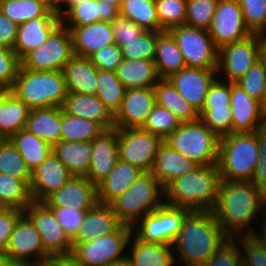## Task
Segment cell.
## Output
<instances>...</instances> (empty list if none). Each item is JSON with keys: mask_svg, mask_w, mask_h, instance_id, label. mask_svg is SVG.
<instances>
[{"mask_svg": "<svg viewBox=\"0 0 266 266\" xmlns=\"http://www.w3.org/2000/svg\"><path fill=\"white\" fill-rule=\"evenodd\" d=\"M265 205L266 192L251 181L220 179L217 204L212 211L222 230L229 237L234 238L253 235L257 231L250 224L259 217L257 214L259 215L260 210L264 211Z\"/></svg>", "mask_w": 266, "mask_h": 266, "instance_id": "cell-1", "label": "cell"}, {"mask_svg": "<svg viewBox=\"0 0 266 266\" xmlns=\"http://www.w3.org/2000/svg\"><path fill=\"white\" fill-rule=\"evenodd\" d=\"M228 238L213 211H190L172 244L176 265L203 266Z\"/></svg>", "mask_w": 266, "mask_h": 266, "instance_id": "cell-2", "label": "cell"}, {"mask_svg": "<svg viewBox=\"0 0 266 266\" xmlns=\"http://www.w3.org/2000/svg\"><path fill=\"white\" fill-rule=\"evenodd\" d=\"M220 181L217 164L199 165L164 188V203L192 210L212 211Z\"/></svg>", "mask_w": 266, "mask_h": 266, "instance_id": "cell-3", "label": "cell"}, {"mask_svg": "<svg viewBox=\"0 0 266 266\" xmlns=\"http://www.w3.org/2000/svg\"><path fill=\"white\" fill-rule=\"evenodd\" d=\"M10 91L31 110L61 107L68 95L63 71H34L21 66Z\"/></svg>", "mask_w": 266, "mask_h": 266, "instance_id": "cell-4", "label": "cell"}, {"mask_svg": "<svg viewBox=\"0 0 266 266\" xmlns=\"http://www.w3.org/2000/svg\"><path fill=\"white\" fill-rule=\"evenodd\" d=\"M259 157L255 132L220 137L217 162L220 179L251 181Z\"/></svg>", "mask_w": 266, "mask_h": 266, "instance_id": "cell-5", "label": "cell"}, {"mask_svg": "<svg viewBox=\"0 0 266 266\" xmlns=\"http://www.w3.org/2000/svg\"><path fill=\"white\" fill-rule=\"evenodd\" d=\"M163 199L164 188L159 181L151 172H143L111 206L123 224L136 228V222L161 206Z\"/></svg>", "mask_w": 266, "mask_h": 266, "instance_id": "cell-6", "label": "cell"}, {"mask_svg": "<svg viewBox=\"0 0 266 266\" xmlns=\"http://www.w3.org/2000/svg\"><path fill=\"white\" fill-rule=\"evenodd\" d=\"M220 138L200 119L182 123L164 142L198 165L218 162Z\"/></svg>", "mask_w": 266, "mask_h": 266, "instance_id": "cell-7", "label": "cell"}, {"mask_svg": "<svg viewBox=\"0 0 266 266\" xmlns=\"http://www.w3.org/2000/svg\"><path fill=\"white\" fill-rule=\"evenodd\" d=\"M169 32L177 42L186 67L217 70L219 49L206 29L181 25Z\"/></svg>", "mask_w": 266, "mask_h": 266, "instance_id": "cell-8", "label": "cell"}, {"mask_svg": "<svg viewBox=\"0 0 266 266\" xmlns=\"http://www.w3.org/2000/svg\"><path fill=\"white\" fill-rule=\"evenodd\" d=\"M132 229L133 227L123 224L112 234L76 245L71 255L81 266H105L126 256L122 253L131 244Z\"/></svg>", "mask_w": 266, "mask_h": 266, "instance_id": "cell-9", "label": "cell"}, {"mask_svg": "<svg viewBox=\"0 0 266 266\" xmlns=\"http://www.w3.org/2000/svg\"><path fill=\"white\" fill-rule=\"evenodd\" d=\"M191 210L163 203L153 212L145 215L138 222L134 234L144 242H155L172 246L183 220Z\"/></svg>", "mask_w": 266, "mask_h": 266, "instance_id": "cell-10", "label": "cell"}, {"mask_svg": "<svg viewBox=\"0 0 266 266\" xmlns=\"http://www.w3.org/2000/svg\"><path fill=\"white\" fill-rule=\"evenodd\" d=\"M73 56L70 32L61 24L44 44L26 54L20 61L21 67L29 70L63 71Z\"/></svg>", "mask_w": 266, "mask_h": 266, "instance_id": "cell-11", "label": "cell"}, {"mask_svg": "<svg viewBox=\"0 0 266 266\" xmlns=\"http://www.w3.org/2000/svg\"><path fill=\"white\" fill-rule=\"evenodd\" d=\"M163 139L141 128H118V159L151 172Z\"/></svg>", "mask_w": 266, "mask_h": 266, "instance_id": "cell-12", "label": "cell"}, {"mask_svg": "<svg viewBox=\"0 0 266 266\" xmlns=\"http://www.w3.org/2000/svg\"><path fill=\"white\" fill-rule=\"evenodd\" d=\"M259 60V34H252L219 49L217 76L224 72L223 80L235 83Z\"/></svg>", "mask_w": 266, "mask_h": 266, "instance_id": "cell-13", "label": "cell"}, {"mask_svg": "<svg viewBox=\"0 0 266 266\" xmlns=\"http://www.w3.org/2000/svg\"><path fill=\"white\" fill-rule=\"evenodd\" d=\"M23 213L31 220L40 234L43 247L49 256L72 253V241L44 202L33 201Z\"/></svg>", "mask_w": 266, "mask_h": 266, "instance_id": "cell-14", "label": "cell"}, {"mask_svg": "<svg viewBox=\"0 0 266 266\" xmlns=\"http://www.w3.org/2000/svg\"><path fill=\"white\" fill-rule=\"evenodd\" d=\"M207 31L218 49L252 35L244 23L238 0H219Z\"/></svg>", "mask_w": 266, "mask_h": 266, "instance_id": "cell-15", "label": "cell"}, {"mask_svg": "<svg viewBox=\"0 0 266 266\" xmlns=\"http://www.w3.org/2000/svg\"><path fill=\"white\" fill-rule=\"evenodd\" d=\"M2 257L41 266L50 256L46 253L41 236L31 220L23 214L17 221Z\"/></svg>", "mask_w": 266, "mask_h": 266, "instance_id": "cell-16", "label": "cell"}, {"mask_svg": "<svg viewBox=\"0 0 266 266\" xmlns=\"http://www.w3.org/2000/svg\"><path fill=\"white\" fill-rule=\"evenodd\" d=\"M156 104L154 87L127 89L114 115L115 128H141Z\"/></svg>", "mask_w": 266, "mask_h": 266, "instance_id": "cell-17", "label": "cell"}, {"mask_svg": "<svg viewBox=\"0 0 266 266\" xmlns=\"http://www.w3.org/2000/svg\"><path fill=\"white\" fill-rule=\"evenodd\" d=\"M43 202L48 207L88 211L98 202L97 187L86 176H72Z\"/></svg>", "mask_w": 266, "mask_h": 266, "instance_id": "cell-18", "label": "cell"}, {"mask_svg": "<svg viewBox=\"0 0 266 266\" xmlns=\"http://www.w3.org/2000/svg\"><path fill=\"white\" fill-rule=\"evenodd\" d=\"M216 78L217 70L184 67L167 79L199 113L204 105L208 89Z\"/></svg>", "mask_w": 266, "mask_h": 266, "instance_id": "cell-19", "label": "cell"}, {"mask_svg": "<svg viewBox=\"0 0 266 266\" xmlns=\"http://www.w3.org/2000/svg\"><path fill=\"white\" fill-rule=\"evenodd\" d=\"M72 176L66 166L52 152L32 171L29 184L32 200L43 202L49 195L67 183Z\"/></svg>", "mask_w": 266, "mask_h": 266, "instance_id": "cell-20", "label": "cell"}, {"mask_svg": "<svg viewBox=\"0 0 266 266\" xmlns=\"http://www.w3.org/2000/svg\"><path fill=\"white\" fill-rule=\"evenodd\" d=\"M230 107L233 133H253L266 124V113L262 104L249 96L236 83H231Z\"/></svg>", "mask_w": 266, "mask_h": 266, "instance_id": "cell-21", "label": "cell"}, {"mask_svg": "<svg viewBox=\"0 0 266 266\" xmlns=\"http://www.w3.org/2000/svg\"><path fill=\"white\" fill-rule=\"evenodd\" d=\"M91 159L87 178L97 187L118 160V128L105 130L91 141Z\"/></svg>", "mask_w": 266, "mask_h": 266, "instance_id": "cell-22", "label": "cell"}, {"mask_svg": "<svg viewBox=\"0 0 266 266\" xmlns=\"http://www.w3.org/2000/svg\"><path fill=\"white\" fill-rule=\"evenodd\" d=\"M123 223L114 213L111 204L97 202L86 211L77 235L71 240L72 247L98 237L116 232Z\"/></svg>", "mask_w": 266, "mask_h": 266, "instance_id": "cell-23", "label": "cell"}, {"mask_svg": "<svg viewBox=\"0 0 266 266\" xmlns=\"http://www.w3.org/2000/svg\"><path fill=\"white\" fill-rule=\"evenodd\" d=\"M66 28L71 35L73 54L79 57L89 58L97 50L115 43L109 21Z\"/></svg>", "mask_w": 266, "mask_h": 266, "instance_id": "cell-24", "label": "cell"}, {"mask_svg": "<svg viewBox=\"0 0 266 266\" xmlns=\"http://www.w3.org/2000/svg\"><path fill=\"white\" fill-rule=\"evenodd\" d=\"M61 108L64 113L94 121L105 130L115 128L114 115L96 95L68 92Z\"/></svg>", "mask_w": 266, "mask_h": 266, "instance_id": "cell-25", "label": "cell"}, {"mask_svg": "<svg viewBox=\"0 0 266 266\" xmlns=\"http://www.w3.org/2000/svg\"><path fill=\"white\" fill-rule=\"evenodd\" d=\"M61 25V17H36L18 25L13 51L21 60L26 54L44 44Z\"/></svg>", "mask_w": 266, "mask_h": 266, "instance_id": "cell-26", "label": "cell"}, {"mask_svg": "<svg viewBox=\"0 0 266 266\" xmlns=\"http://www.w3.org/2000/svg\"><path fill=\"white\" fill-rule=\"evenodd\" d=\"M120 15V10L113 3L103 0H86L70 7L62 16L64 27H80L98 21L112 22Z\"/></svg>", "mask_w": 266, "mask_h": 266, "instance_id": "cell-27", "label": "cell"}, {"mask_svg": "<svg viewBox=\"0 0 266 266\" xmlns=\"http://www.w3.org/2000/svg\"><path fill=\"white\" fill-rule=\"evenodd\" d=\"M198 166L163 141L159 146L151 173L165 188L174 179L192 172Z\"/></svg>", "mask_w": 266, "mask_h": 266, "instance_id": "cell-28", "label": "cell"}, {"mask_svg": "<svg viewBox=\"0 0 266 266\" xmlns=\"http://www.w3.org/2000/svg\"><path fill=\"white\" fill-rule=\"evenodd\" d=\"M142 173L138 167L118 159L107 178L97 186L98 202L111 204L125 193Z\"/></svg>", "mask_w": 266, "mask_h": 266, "instance_id": "cell-29", "label": "cell"}, {"mask_svg": "<svg viewBox=\"0 0 266 266\" xmlns=\"http://www.w3.org/2000/svg\"><path fill=\"white\" fill-rule=\"evenodd\" d=\"M68 92L96 95L97 68L89 58L74 55L63 69Z\"/></svg>", "mask_w": 266, "mask_h": 266, "instance_id": "cell-30", "label": "cell"}, {"mask_svg": "<svg viewBox=\"0 0 266 266\" xmlns=\"http://www.w3.org/2000/svg\"><path fill=\"white\" fill-rule=\"evenodd\" d=\"M116 74L126 89L155 87L161 79L154 60L146 59H123Z\"/></svg>", "mask_w": 266, "mask_h": 266, "instance_id": "cell-31", "label": "cell"}, {"mask_svg": "<svg viewBox=\"0 0 266 266\" xmlns=\"http://www.w3.org/2000/svg\"><path fill=\"white\" fill-rule=\"evenodd\" d=\"M132 238V239H131ZM130 258L132 266H174V250L172 246L155 242H144L133 232L130 237Z\"/></svg>", "mask_w": 266, "mask_h": 266, "instance_id": "cell-32", "label": "cell"}, {"mask_svg": "<svg viewBox=\"0 0 266 266\" xmlns=\"http://www.w3.org/2000/svg\"><path fill=\"white\" fill-rule=\"evenodd\" d=\"M25 129L52 146L59 143L61 141V107L31 110Z\"/></svg>", "mask_w": 266, "mask_h": 266, "instance_id": "cell-33", "label": "cell"}, {"mask_svg": "<svg viewBox=\"0 0 266 266\" xmlns=\"http://www.w3.org/2000/svg\"><path fill=\"white\" fill-rule=\"evenodd\" d=\"M154 62L161 79H167L186 67L177 42L169 31L157 32Z\"/></svg>", "mask_w": 266, "mask_h": 266, "instance_id": "cell-34", "label": "cell"}, {"mask_svg": "<svg viewBox=\"0 0 266 266\" xmlns=\"http://www.w3.org/2000/svg\"><path fill=\"white\" fill-rule=\"evenodd\" d=\"M54 155L73 176H87L91 159V141H60L52 146Z\"/></svg>", "mask_w": 266, "mask_h": 266, "instance_id": "cell-35", "label": "cell"}, {"mask_svg": "<svg viewBox=\"0 0 266 266\" xmlns=\"http://www.w3.org/2000/svg\"><path fill=\"white\" fill-rule=\"evenodd\" d=\"M154 91L156 104L170 110L182 123L199 120L197 110L181 96L168 79H160Z\"/></svg>", "mask_w": 266, "mask_h": 266, "instance_id": "cell-36", "label": "cell"}, {"mask_svg": "<svg viewBox=\"0 0 266 266\" xmlns=\"http://www.w3.org/2000/svg\"><path fill=\"white\" fill-rule=\"evenodd\" d=\"M31 109L10 90L0 99V131L10 139L26 128Z\"/></svg>", "mask_w": 266, "mask_h": 266, "instance_id": "cell-37", "label": "cell"}, {"mask_svg": "<svg viewBox=\"0 0 266 266\" xmlns=\"http://www.w3.org/2000/svg\"><path fill=\"white\" fill-rule=\"evenodd\" d=\"M9 140L26 161L31 172L52 153V145L26 129L20 130Z\"/></svg>", "mask_w": 266, "mask_h": 266, "instance_id": "cell-38", "label": "cell"}, {"mask_svg": "<svg viewBox=\"0 0 266 266\" xmlns=\"http://www.w3.org/2000/svg\"><path fill=\"white\" fill-rule=\"evenodd\" d=\"M0 11L17 25L36 17H60L38 0H1Z\"/></svg>", "mask_w": 266, "mask_h": 266, "instance_id": "cell-39", "label": "cell"}, {"mask_svg": "<svg viewBox=\"0 0 266 266\" xmlns=\"http://www.w3.org/2000/svg\"><path fill=\"white\" fill-rule=\"evenodd\" d=\"M32 202L29 185L23 179L0 173V208L24 211Z\"/></svg>", "mask_w": 266, "mask_h": 266, "instance_id": "cell-40", "label": "cell"}, {"mask_svg": "<svg viewBox=\"0 0 266 266\" xmlns=\"http://www.w3.org/2000/svg\"><path fill=\"white\" fill-rule=\"evenodd\" d=\"M120 16L133 21L145 31L160 32L155 0H123Z\"/></svg>", "mask_w": 266, "mask_h": 266, "instance_id": "cell-41", "label": "cell"}, {"mask_svg": "<svg viewBox=\"0 0 266 266\" xmlns=\"http://www.w3.org/2000/svg\"><path fill=\"white\" fill-rule=\"evenodd\" d=\"M104 131L105 129L100 124L66 114L61 108V141H92Z\"/></svg>", "mask_w": 266, "mask_h": 266, "instance_id": "cell-42", "label": "cell"}, {"mask_svg": "<svg viewBox=\"0 0 266 266\" xmlns=\"http://www.w3.org/2000/svg\"><path fill=\"white\" fill-rule=\"evenodd\" d=\"M97 81L96 96L115 115L121 107L127 89L113 71L97 69Z\"/></svg>", "mask_w": 266, "mask_h": 266, "instance_id": "cell-43", "label": "cell"}, {"mask_svg": "<svg viewBox=\"0 0 266 266\" xmlns=\"http://www.w3.org/2000/svg\"><path fill=\"white\" fill-rule=\"evenodd\" d=\"M0 173L21 178L28 185L31 181L32 172L9 139L0 148Z\"/></svg>", "mask_w": 266, "mask_h": 266, "instance_id": "cell-44", "label": "cell"}, {"mask_svg": "<svg viewBox=\"0 0 266 266\" xmlns=\"http://www.w3.org/2000/svg\"><path fill=\"white\" fill-rule=\"evenodd\" d=\"M182 122L170 110L155 104L141 129L165 140Z\"/></svg>", "mask_w": 266, "mask_h": 266, "instance_id": "cell-45", "label": "cell"}, {"mask_svg": "<svg viewBox=\"0 0 266 266\" xmlns=\"http://www.w3.org/2000/svg\"><path fill=\"white\" fill-rule=\"evenodd\" d=\"M160 32L185 25L187 0H155Z\"/></svg>", "mask_w": 266, "mask_h": 266, "instance_id": "cell-46", "label": "cell"}, {"mask_svg": "<svg viewBox=\"0 0 266 266\" xmlns=\"http://www.w3.org/2000/svg\"><path fill=\"white\" fill-rule=\"evenodd\" d=\"M199 119L219 138L233 133L231 107H202Z\"/></svg>", "mask_w": 266, "mask_h": 266, "instance_id": "cell-47", "label": "cell"}, {"mask_svg": "<svg viewBox=\"0 0 266 266\" xmlns=\"http://www.w3.org/2000/svg\"><path fill=\"white\" fill-rule=\"evenodd\" d=\"M157 43V32L145 31L137 39L124 41L120 46L124 59L154 60Z\"/></svg>", "mask_w": 266, "mask_h": 266, "instance_id": "cell-48", "label": "cell"}, {"mask_svg": "<svg viewBox=\"0 0 266 266\" xmlns=\"http://www.w3.org/2000/svg\"><path fill=\"white\" fill-rule=\"evenodd\" d=\"M219 0H187L185 25L208 30Z\"/></svg>", "mask_w": 266, "mask_h": 266, "instance_id": "cell-49", "label": "cell"}, {"mask_svg": "<svg viewBox=\"0 0 266 266\" xmlns=\"http://www.w3.org/2000/svg\"><path fill=\"white\" fill-rule=\"evenodd\" d=\"M249 96L260 102L263 107V100L266 89V66L257 61L237 82Z\"/></svg>", "mask_w": 266, "mask_h": 266, "instance_id": "cell-50", "label": "cell"}, {"mask_svg": "<svg viewBox=\"0 0 266 266\" xmlns=\"http://www.w3.org/2000/svg\"><path fill=\"white\" fill-rule=\"evenodd\" d=\"M246 27L252 34L266 32V0H238Z\"/></svg>", "mask_w": 266, "mask_h": 266, "instance_id": "cell-51", "label": "cell"}, {"mask_svg": "<svg viewBox=\"0 0 266 266\" xmlns=\"http://www.w3.org/2000/svg\"><path fill=\"white\" fill-rule=\"evenodd\" d=\"M229 237L203 266H242L239 238Z\"/></svg>", "mask_w": 266, "mask_h": 266, "instance_id": "cell-52", "label": "cell"}, {"mask_svg": "<svg viewBox=\"0 0 266 266\" xmlns=\"http://www.w3.org/2000/svg\"><path fill=\"white\" fill-rule=\"evenodd\" d=\"M242 266H266V247L252 235L239 236Z\"/></svg>", "mask_w": 266, "mask_h": 266, "instance_id": "cell-53", "label": "cell"}, {"mask_svg": "<svg viewBox=\"0 0 266 266\" xmlns=\"http://www.w3.org/2000/svg\"><path fill=\"white\" fill-rule=\"evenodd\" d=\"M123 59L121 48L116 43L97 50L89 57L97 69L113 72H116Z\"/></svg>", "mask_w": 266, "mask_h": 266, "instance_id": "cell-54", "label": "cell"}, {"mask_svg": "<svg viewBox=\"0 0 266 266\" xmlns=\"http://www.w3.org/2000/svg\"><path fill=\"white\" fill-rule=\"evenodd\" d=\"M21 61L13 51L8 47H0V82L9 90L14 85Z\"/></svg>", "mask_w": 266, "mask_h": 266, "instance_id": "cell-55", "label": "cell"}, {"mask_svg": "<svg viewBox=\"0 0 266 266\" xmlns=\"http://www.w3.org/2000/svg\"><path fill=\"white\" fill-rule=\"evenodd\" d=\"M65 234L72 240L78 233L79 227L83 222L85 210H75L69 208L49 207Z\"/></svg>", "mask_w": 266, "mask_h": 266, "instance_id": "cell-56", "label": "cell"}, {"mask_svg": "<svg viewBox=\"0 0 266 266\" xmlns=\"http://www.w3.org/2000/svg\"><path fill=\"white\" fill-rule=\"evenodd\" d=\"M111 26L114 34V42L119 47L124 45V41L137 39L145 32L143 28L135 24L133 21L120 15L111 22Z\"/></svg>", "mask_w": 266, "mask_h": 266, "instance_id": "cell-57", "label": "cell"}, {"mask_svg": "<svg viewBox=\"0 0 266 266\" xmlns=\"http://www.w3.org/2000/svg\"><path fill=\"white\" fill-rule=\"evenodd\" d=\"M231 82L215 79L208 89L203 107H230Z\"/></svg>", "mask_w": 266, "mask_h": 266, "instance_id": "cell-58", "label": "cell"}, {"mask_svg": "<svg viewBox=\"0 0 266 266\" xmlns=\"http://www.w3.org/2000/svg\"><path fill=\"white\" fill-rule=\"evenodd\" d=\"M23 211L14 208H0V255L2 256L9 242V238L14 231L18 219L23 215Z\"/></svg>", "mask_w": 266, "mask_h": 266, "instance_id": "cell-59", "label": "cell"}, {"mask_svg": "<svg viewBox=\"0 0 266 266\" xmlns=\"http://www.w3.org/2000/svg\"><path fill=\"white\" fill-rule=\"evenodd\" d=\"M17 31L18 25L0 11V47L13 49Z\"/></svg>", "mask_w": 266, "mask_h": 266, "instance_id": "cell-60", "label": "cell"}, {"mask_svg": "<svg viewBox=\"0 0 266 266\" xmlns=\"http://www.w3.org/2000/svg\"><path fill=\"white\" fill-rule=\"evenodd\" d=\"M251 182L266 192V156L258 158Z\"/></svg>", "mask_w": 266, "mask_h": 266, "instance_id": "cell-61", "label": "cell"}, {"mask_svg": "<svg viewBox=\"0 0 266 266\" xmlns=\"http://www.w3.org/2000/svg\"><path fill=\"white\" fill-rule=\"evenodd\" d=\"M41 266H81V265L70 254V255L50 256Z\"/></svg>", "mask_w": 266, "mask_h": 266, "instance_id": "cell-62", "label": "cell"}, {"mask_svg": "<svg viewBox=\"0 0 266 266\" xmlns=\"http://www.w3.org/2000/svg\"><path fill=\"white\" fill-rule=\"evenodd\" d=\"M258 152L260 156H266V124L258 128L256 131Z\"/></svg>", "mask_w": 266, "mask_h": 266, "instance_id": "cell-63", "label": "cell"}, {"mask_svg": "<svg viewBox=\"0 0 266 266\" xmlns=\"http://www.w3.org/2000/svg\"><path fill=\"white\" fill-rule=\"evenodd\" d=\"M47 6L51 11L55 12L61 17V4L63 0H38Z\"/></svg>", "mask_w": 266, "mask_h": 266, "instance_id": "cell-64", "label": "cell"}, {"mask_svg": "<svg viewBox=\"0 0 266 266\" xmlns=\"http://www.w3.org/2000/svg\"><path fill=\"white\" fill-rule=\"evenodd\" d=\"M259 56L266 66V32L259 34Z\"/></svg>", "mask_w": 266, "mask_h": 266, "instance_id": "cell-65", "label": "cell"}, {"mask_svg": "<svg viewBox=\"0 0 266 266\" xmlns=\"http://www.w3.org/2000/svg\"><path fill=\"white\" fill-rule=\"evenodd\" d=\"M265 217L262 218L263 224H261V233L259 232H254L253 237L256 238L261 244H263L266 247V209H265V214L262 213ZM260 233V234H259Z\"/></svg>", "mask_w": 266, "mask_h": 266, "instance_id": "cell-66", "label": "cell"}, {"mask_svg": "<svg viewBox=\"0 0 266 266\" xmlns=\"http://www.w3.org/2000/svg\"><path fill=\"white\" fill-rule=\"evenodd\" d=\"M0 266H36V265L27 261L11 260L1 257Z\"/></svg>", "mask_w": 266, "mask_h": 266, "instance_id": "cell-67", "label": "cell"}, {"mask_svg": "<svg viewBox=\"0 0 266 266\" xmlns=\"http://www.w3.org/2000/svg\"><path fill=\"white\" fill-rule=\"evenodd\" d=\"M84 1H86V0H63L62 1V4H61V16L70 8V7H72V6H75V5H77V4H80V3H82V2H84ZM63 6L65 7V8H63Z\"/></svg>", "mask_w": 266, "mask_h": 266, "instance_id": "cell-68", "label": "cell"}, {"mask_svg": "<svg viewBox=\"0 0 266 266\" xmlns=\"http://www.w3.org/2000/svg\"><path fill=\"white\" fill-rule=\"evenodd\" d=\"M105 266H132V263L130 258L126 255L125 257L114 260L113 262H110Z\"/></svg>", "mask_w": 266, "mask_h": 266, "instance_id": "cell-69", "label": "cell"}, {"mask_svg": "<svg viewBox=\"0 0 266 266\" xmlns=\"http://www.w3.org/2000/svg\"><path fill=\"white\" fill-rule=\"evenodd\" d=\"M9 91V89L0 82V99Z\"/></svg>", "mask_w": 266, "mask_h": 266, "instance_id": "cell-70", "label": "cell"}, {"mask_svg": "<svg viewBox=\"0 0 266 266\" xmlns=\"http://www.w3.org/2000/svg\"><path fill=\"white\" fill-rule=\"evenodd\" d=\"M103 1L107 3H113V5L117 6L120 9L123 0H103Z\"/></svg>", "mask_w": 266, "mask_h": 266, "instance_id": "cell-71", "label": "cell"}, {"mask_svg": "<svg viewBox=\"0 0 266 266\" xmlns=\"http://www.w3.org/2000/svg\"><path fill=\"white\" fill-rule=\"evenodd\" d=\"M8 140V138L0 131V148L4 145V143Z\"/></svg>", "mask_w": 266, "mask_h": 266, "instance_id": "cell-72", "label": "cell"}, {"mask_svg": "<svg viewBox=\"0 0 266 266\" xmlns=\"http://www.w3.org/2000/svg\"><path fill=\"white\" fill-rule=\"evenodd\" d=\"M263 110L266 113V89H265V95H264V100H263Z\"/></svg>", "mask_w": 266, "mask_h": 266, "instance_id": "cell-73", "label": "cell"}]
</instances>
